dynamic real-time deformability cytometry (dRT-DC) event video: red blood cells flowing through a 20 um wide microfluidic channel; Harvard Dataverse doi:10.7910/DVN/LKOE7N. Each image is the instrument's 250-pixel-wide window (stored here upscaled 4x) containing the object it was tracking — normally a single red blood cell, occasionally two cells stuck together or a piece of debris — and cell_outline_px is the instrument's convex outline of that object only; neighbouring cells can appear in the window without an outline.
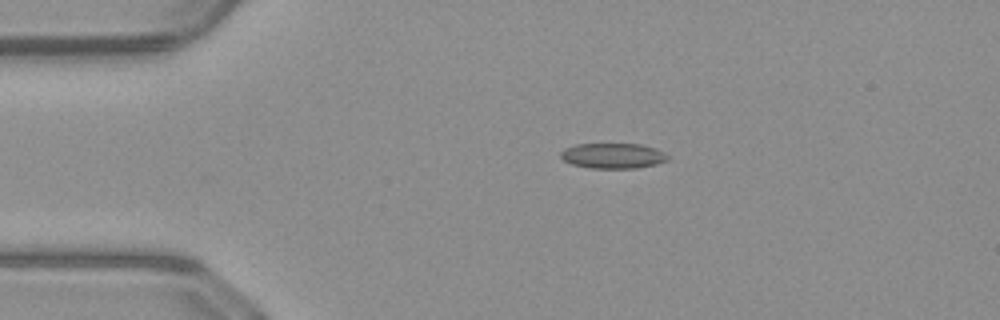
{"species": "common noctule bat (a hibernating species)", "species_latin": "Nyctalus noctula", "temperature_condition": "warm", "stored_images_in_passage": 42, "camera_frame_rate_fps": 3000, "um_per_image_px": 0.085, "animal": {"sex": "male", "body_mass_g": 23.1, "forearm_length_mm": 52.7}, "frame": {"image": 1, "passage_image": 2, "time_ms": 0.333, "image_size_px": [1000, 320], "cell_outline_px": [[668, 160], [656, 164], [636, 168], [588, 168], [572, 164], [564, 160], [560, 156], [560, 152], [564, 148], [576, 144], [640, 144], [656, 148], [664, 152], [668, 156]], "centroid_in_image_um": [52.09, 13.24], "position_along_channel_um": 32.9, "area_um2": 15.84}}
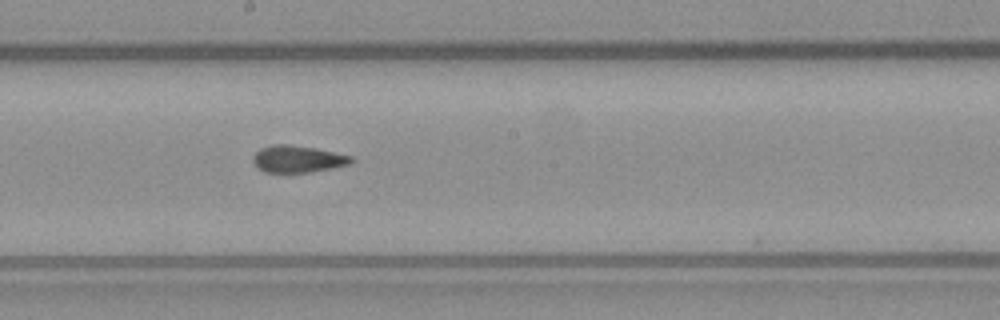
{"frame": {"image": 2, "passage_image": 19, "time_ms": 6.0, "image_size_px": [1000, 320], "cell_outline_px": [[356, 160], [348, 164], [332, 168], [308, 172], [264, 172], [256, 168], [252, 160], [256, 152], [260, 148], [272, 144], [288, 144], [316, 148], [352, 156]], "centroid_in_image_um": [25.28, 13.51], "position_along_channel_um": 222.9, "area_um2": 15.49}}
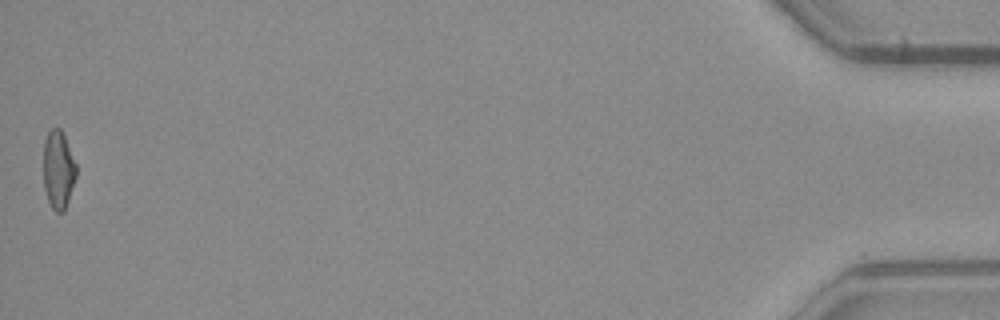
{"frame": {"image": 3, "passage_image": 42, "time_ms": 13.667, "image_size_px": [1000, 320], "cell_outline_px": [[76, 176], [64, 212], [56, 212], [52, 208], [48, 200], [44, 188], [44, 140], [48, 132], [52, 128], [60, 128], [64, 136], [76, 164]], "centroid_in_image_um": [4.95, 14.43], "position_along_channel_um": 430.3, "area_um2": 14.74}, "authors_computed_cell_mechanics": {"area_um2": 15.606, "velocity_mm_per_s": 4.0951, "shape_relaxation_time_tau1_ms": 8.2105, "shape_relaxation_time_tau2_ms": 2.2435, "deformation_change_tau1": 0.1863, "deformation_change_tau2": 0.0858}}